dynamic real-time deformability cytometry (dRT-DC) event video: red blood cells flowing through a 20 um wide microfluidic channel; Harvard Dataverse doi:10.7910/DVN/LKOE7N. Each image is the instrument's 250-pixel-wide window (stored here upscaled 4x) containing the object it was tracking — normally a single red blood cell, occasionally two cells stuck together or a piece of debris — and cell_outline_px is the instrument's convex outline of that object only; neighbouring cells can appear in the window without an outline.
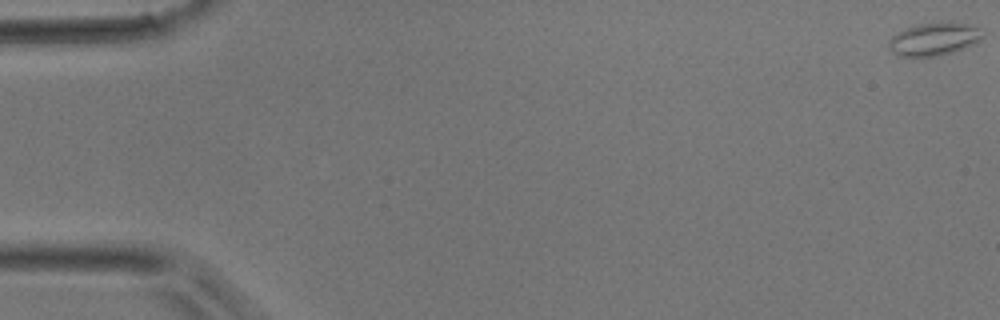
{"species": "common noctule bat (a hibernating species)", "species_latin": "Nyctalus noctula", "temperature_condition": "room temperature", "stored_images_in_passage": 48, "camera_frame_rate_fps": 3000, "um_per_image_px": 0.085, "animal": {"sex": "male", "body_mass_g": 17.9}, "frame": {"image": 1, "passage_image": 1, "time_ms": 0.0, "image_size_px": [1000, 320], "cell_outline_px": [[984, 36], [976, 44], [940, 56], [896, 56], [888, 48], [888, 40], [892, 36], [908, 28], [920, 24], [940, 20], [972, 24], [980, 28]], "centroid_in_image_um": [79.44, 3.3], "position_along_channel_um": 5.6, "area_um2": 18.38}}
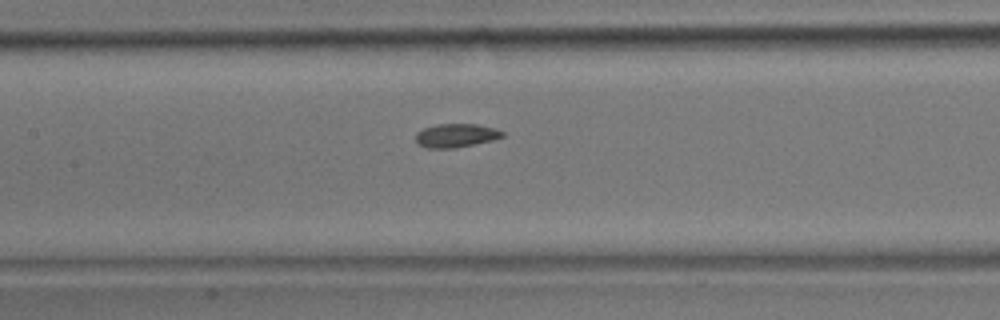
{"frame": {"image": 2, "passage_image": 23, "time_ms": 7.333, "image_size_px": [1000, 320], "cell_outline_px": [[504, 136], [492, 140], [452, 148], [428, 148], [420, 144], [416, 140], [416, 132], [424, 128], [436, 124], [476, 124], [496, 128], [504, 132]], "centroid_in_image_um": [38.77, 11.5], "position_along_channel_um": 168.6, "area_um2": 11.79}}
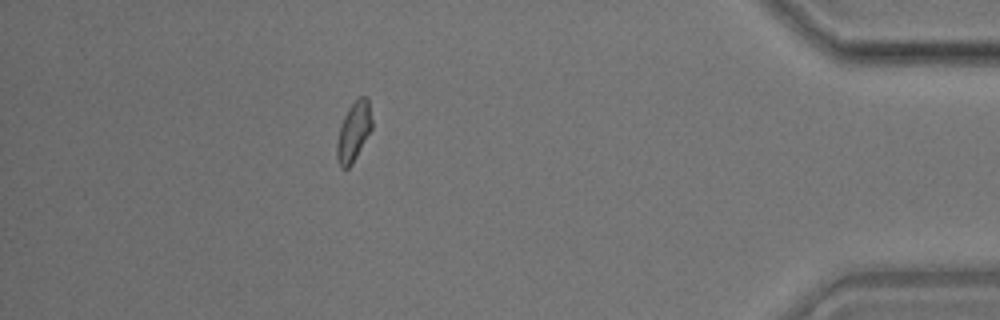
{"frame": {"image": 3, "passage_image": 43, "time_ms": 14.0, "image_size_px": [1000, 320], "cell_outline_px": [[372, 128], [352, 164], [348, 168], [340, 168], [336, 160], [336, 144], [340, 128], [344, 116], [348, 108], [360, 96], [368, 96], [372, 120]], "centroid_in_image_um": [30.05, 11.2], "position_along_channel_um": 405.1, "area_um2": 12.14}}